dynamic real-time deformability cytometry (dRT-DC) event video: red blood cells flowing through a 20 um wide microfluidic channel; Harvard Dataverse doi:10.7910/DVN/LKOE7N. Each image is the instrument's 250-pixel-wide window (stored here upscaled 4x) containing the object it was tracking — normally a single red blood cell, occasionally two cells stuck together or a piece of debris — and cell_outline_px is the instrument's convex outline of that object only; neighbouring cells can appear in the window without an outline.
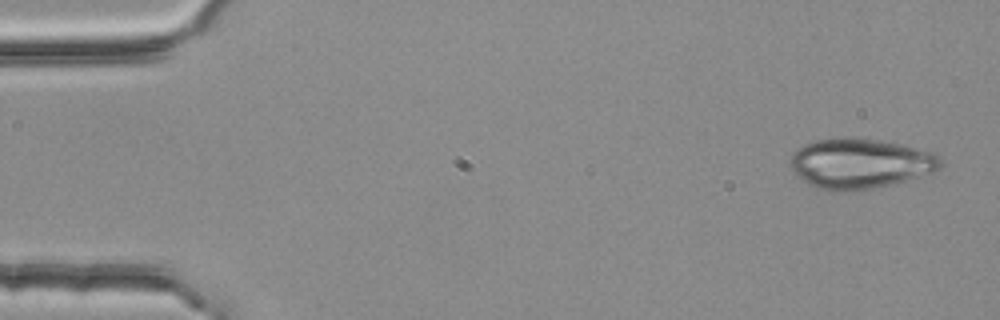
{"species": "common noctule bat (a hibernating species)", "species_latin": "Nyctalus noctula", "temperature_condition": "room temperature", "stored_images_in_passage": 5, "camera_frame_rate_fps": 3000, "um_per_image_px": 0.085, "animal": {"sex": "female", "body_mass_g": 25.1}, "frame": {"image": 1, "passage_image": 1, "time_ms": 0.0, "image_size_px": [1000, 320], "cell_outline_px": [[944, 164], [940, 168], [932, 172], [892, 184], [872, 188], [844, 192], [828, 192], [816, 188], [808, 184], [788, 168], [788, 160], [804, 144], [816, 140], [840, 136], [876, 140], [896, 144], [932, 152], [940, 156]], "centroid_in_image_um": [73.04, 13.91], "position_along_channel_um": 12.0, "area_um2": 43.99}}